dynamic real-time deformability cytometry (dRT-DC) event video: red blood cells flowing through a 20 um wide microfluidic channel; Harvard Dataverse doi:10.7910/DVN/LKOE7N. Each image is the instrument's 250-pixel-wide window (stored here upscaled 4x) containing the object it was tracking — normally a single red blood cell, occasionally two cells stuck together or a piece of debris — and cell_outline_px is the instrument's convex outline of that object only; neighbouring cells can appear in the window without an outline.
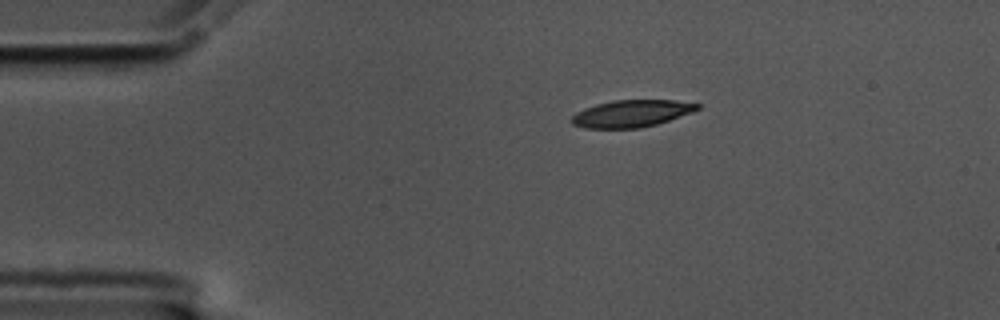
{"species": "common noctule bat (a hibernating species)", "species_latin": "Nyctalus noctula", "temperature_condition": "cold", "stored_images_in_passage": 48, "camera_frame_rate_fps": 3000, "um_per_image_px": 0.085, "animal": {"sex": "male", "body_mass_g": 17.5, "forearm_length_mm": 52.3}, "frame": {"image": 1, "passage_image": 1, "time_ms": 0.0, "image_size_px": [1000, 320], "cell_outline_px": [[700, 108], [692, 112], [656, 124], [640, 128], [584, 128], [572, 124], [572, 116], [576, 112], [584, 108], [596, 104], [612, 100], [672, 100], [700, 104]], "centroid_in_image_um": [53.65, 9.64], "position_along_channel_um": 31.4, "area_um2": 19.71}}
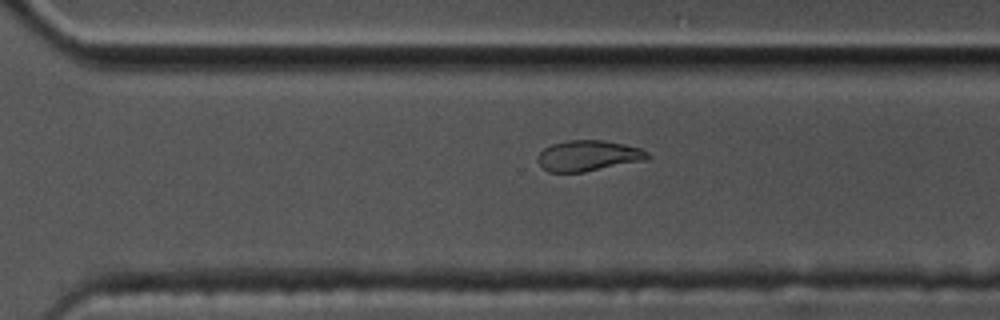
{"frame": {"image": 2, "passage_image": 30, "time_ms": 9.667, "image_size_px": [1000, 320], "cell_outline_px": [[652, 156], [648, 160], [584, 172], [548, 172], [536, 160], [536, 156], [544, 148], [552, 144], [568, 140], [604, 140], [624, 144], [640, 148], [648, 152]], "centroid_in_image_um": [50.03, 13.24], "position_along_channel_um": 320.6, "area_um2": 19.88}}
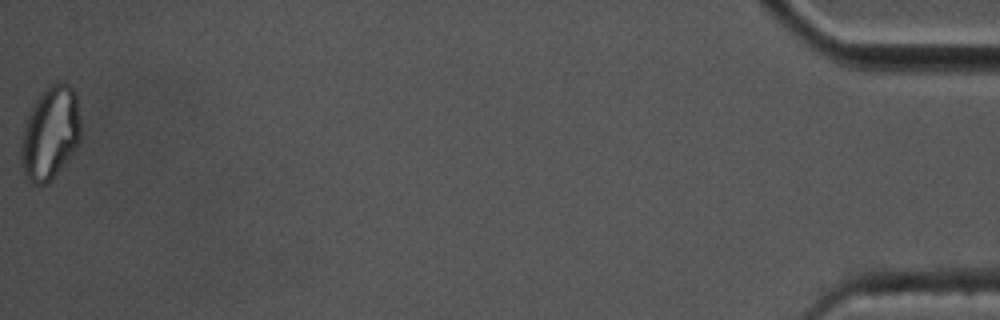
{"frame": {"image": 3, "passage_image": 48, "time_ms": 15.667, "image_size_px": [1000, 320], "cell_outline_px": [[80, 140], [76, 148], [48, 184], [32, 184], [24, 176], [20, 164], [20, 148], [24, 124], [36, 100], [48, 84], [56, 80], [64, 80], [76, 92], [80, 120]], "centroid_in_image_um": [4.26, 11.3], "position_along_channel_um": 430.9, "area_um2": 32.83}, "authors_computed_cell_mechanics": {"area_um2": 20.7213, "velocity_mm_per_s": 3.4749, "shape_relaxation_time_tau1_ms": null, "shape_relaxation_time_tau2_ms": 8.6208, "deformation_change_tau1": null, "deformation_change_tau2": 0.1418}}